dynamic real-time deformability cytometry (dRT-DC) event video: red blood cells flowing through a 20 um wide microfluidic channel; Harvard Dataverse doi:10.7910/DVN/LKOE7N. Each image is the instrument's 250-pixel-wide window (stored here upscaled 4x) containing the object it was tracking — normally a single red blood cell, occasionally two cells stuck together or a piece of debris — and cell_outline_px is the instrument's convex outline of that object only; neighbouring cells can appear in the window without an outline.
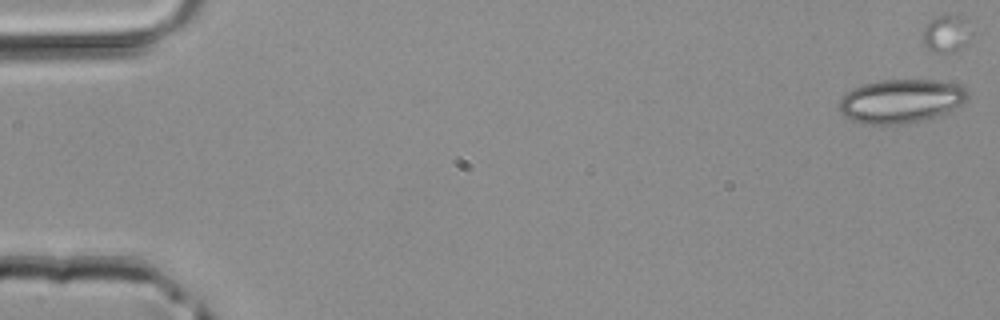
{"species": "common noctule bat (a hibernating species)", "species_latin": "Nyctalus noctula", "temperature_condition": "room temperature", "stored_images_in_passage": 5, "camera_frame_rate_fps": 3000, "um_per_image_px": 0.085, "animal": {"sex": "male", "body_mass_g": 20.4}, "frame": {"image": 1, "passage_image": 1, "time_ms": 0.0, "image_size_px": [1000, 320], "cell_outline_px": [[968, 100], [948, 112], [936, 116], [904, 124], [868, 124], [852, 120], [844, 116], [840, 112], [840, 100], [852, 88], [864, 84], [880, 80], [936, 80], [956, 84], [964, 88], [968, 92]], "centroid_in_image_um": [76.59, 8.59], "position_along_channel_um": 8.4, "area_um2": 32.54}}